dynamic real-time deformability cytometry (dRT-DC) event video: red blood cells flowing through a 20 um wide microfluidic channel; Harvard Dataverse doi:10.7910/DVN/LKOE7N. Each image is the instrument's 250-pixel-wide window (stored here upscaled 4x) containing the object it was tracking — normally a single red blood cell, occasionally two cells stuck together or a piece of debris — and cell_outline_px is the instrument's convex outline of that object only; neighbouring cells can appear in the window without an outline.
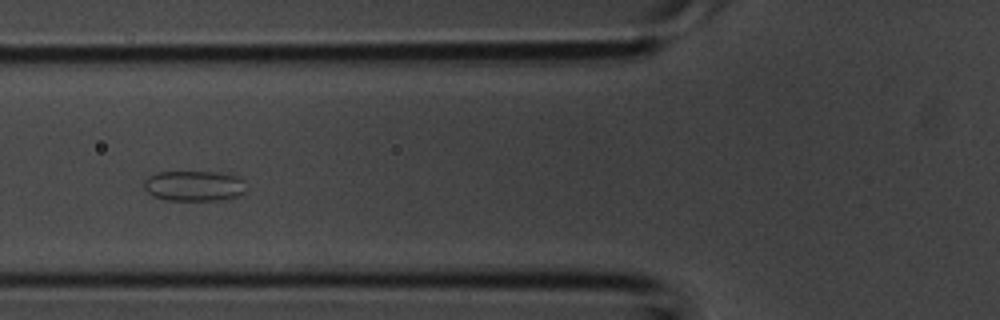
{"species": "common noctule bat (a hibernating species)", "species_latin": "Nyctalus noctula", "temperature_condition": "room temperature", "stored_images_in_passage": 5, "camera_frame_rate_fps": 3000, "um_per_image_px": 0.085, "animal": {"sex": "male", "body_mass_g": 20.1, "forearm_length_mm": 53.5}, "frame": {"image": 1, "passage_image": 5, "time_ms": 1.333, "image_size_px": [1000, 320], "cell_outline_px": [[244, 196], [232, 200], [164, 200], [152, 196], [144, 188], [144, 180], [148, 176], [156, 172], [232, 172], [240, 176], [244, 180]], "centroid_in_image_um": [16.58, 15.8], "position_along_channel_um": 109.2, "area_um2": 18.84}}